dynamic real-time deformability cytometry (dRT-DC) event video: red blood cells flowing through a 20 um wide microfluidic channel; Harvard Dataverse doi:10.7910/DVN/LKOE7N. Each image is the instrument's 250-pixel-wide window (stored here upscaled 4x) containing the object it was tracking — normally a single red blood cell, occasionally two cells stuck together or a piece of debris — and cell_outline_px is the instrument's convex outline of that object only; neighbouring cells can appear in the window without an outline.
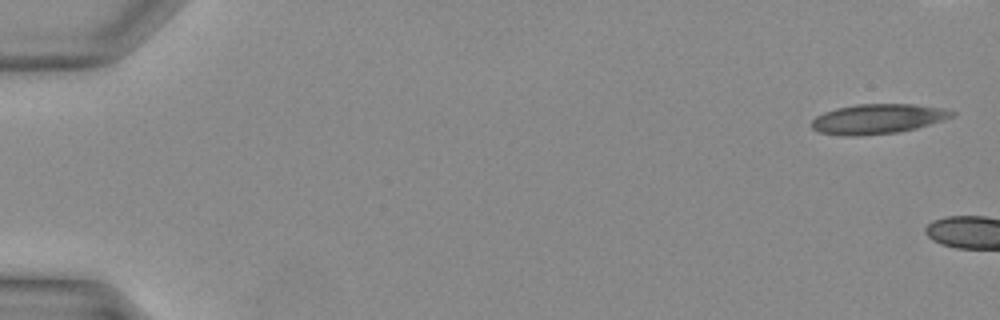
{"species": "Egyptian fruit bat (a non-hibernating species)", "species_latin": "Rousettus aegyptiacus", "temperature_condition": "warm", "stored_images_in_passage": 4, "camera_frame_rate_fps": 3000, "um_per_image_px": 0.085, "animal": {"sex": "female"}, "frame": {"image": 1, "passage_image": 1, "time_ms": 0.0, "image_size_px": [1000, 320], "cell_outline_px": [[956, 112], [952, 116], [916, 128], [900, 132], [860, 136], [844, 136], [820, 132], [812, 128], [812, 120], [816, 116], [824, 112], [836, 108], [856, 104], [912, 104], [944, 108]], "centroid_in_image_um": [74.57, 10.11], "position_along_channel_um": 10.4, "area_um2": 24.28}}